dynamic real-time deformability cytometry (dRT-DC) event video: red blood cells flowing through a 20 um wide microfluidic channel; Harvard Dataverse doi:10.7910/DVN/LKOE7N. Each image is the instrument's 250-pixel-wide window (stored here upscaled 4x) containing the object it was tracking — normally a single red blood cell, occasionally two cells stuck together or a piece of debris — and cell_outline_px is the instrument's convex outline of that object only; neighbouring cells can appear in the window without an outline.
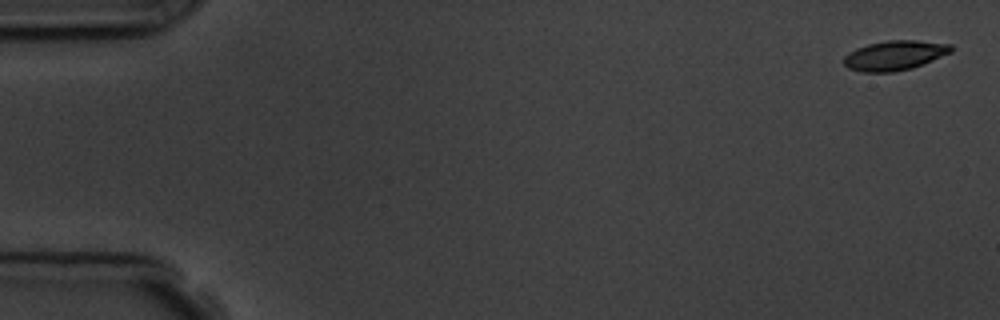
{"species": "common noctule bat (a hibernating species)", "species_latin": "Nyctalus noctula", "temperature_condition": "room temperature", "stored_images_in_passage": 5, "camera_frame_rate_fps": 3000, "um_per_image_px": 0.085, "animal": {"sex": "male", "body_mass_g": 19.5, "forearm_length_mm": 54.6}, "frame": {"image": 1, "passage_image": 1, "time_ms": 0.0, "image_size_px": [1000, 320], "cell_outline_px": [[952, 52], [912, 68], [892, 72], [860, 72], [848, 68], [844, 64], [844, 56], [848, 52], [856, 48], [868, 44], [888, 40], [916, 40], [952, 44]], "centroid_in_image_um": [76.02, 4.7], "position_along_channel_um": 9.0, "area_um2": 18.55}}
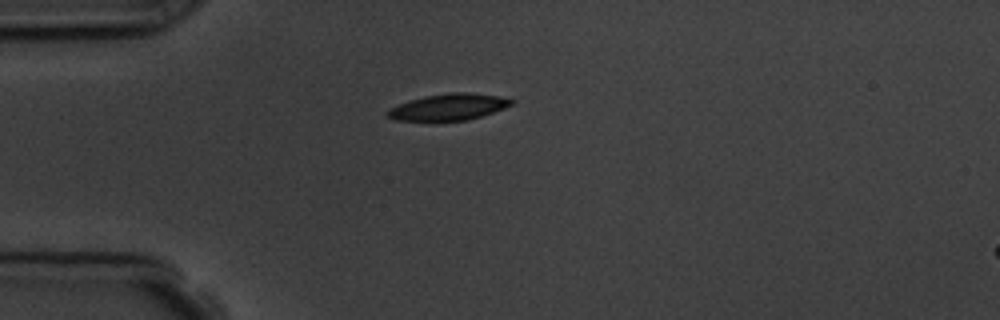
{"frame": {"image": 2, "passage_image": 5, "time_ms": 4.333, "image_size_px": [1000, 320], "cell_outline_px": [[516, 100], [512, 104], [504, 108], [480, 116], [464, 120], [396, 120], [388, 116], [384, 112], [388, 108], [408, 100], [424, 96], [448, 92], [468, 92], [500, 96]], "centroid_in_image_um": [38.11, 9.07], "position_along_channel_um": 46.9, "area_um2": 19.02}}